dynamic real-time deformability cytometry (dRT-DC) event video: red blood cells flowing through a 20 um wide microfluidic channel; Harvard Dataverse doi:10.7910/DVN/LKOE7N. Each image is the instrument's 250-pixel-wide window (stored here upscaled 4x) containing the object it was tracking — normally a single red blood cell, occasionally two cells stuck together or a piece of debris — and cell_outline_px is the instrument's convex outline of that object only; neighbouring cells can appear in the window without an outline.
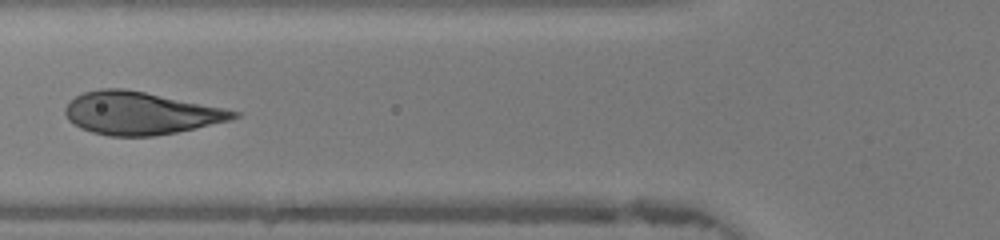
{"species": "human", "species_latin": "Homo sapiens", "temperature_condition": "warm", "stored_images_in_passage": 32, "camera_frame_rate_fps": 3000, "um_per_image_px": 0.085, "donor": {"sex": "female"}, "frame": {"image": 1, "passage_image": 5, "time_ms": 1.333, "image_size_px": [1000, 240], "cell_outline_px": [[240, 116], [228, 120], [196, 128], [176, 132], [152, 136], [108, 136], [92, 132], [80, 128], [68, 120], [64, 112], [64, 108], [68, 100], [84, 92], [100, 88], [124, 88], [224, 108], [240, 112]], "centroid_in_image_um": [11.87, 9.62], "position_along_channel_um": 113.9, "area_um2": 41.73}}